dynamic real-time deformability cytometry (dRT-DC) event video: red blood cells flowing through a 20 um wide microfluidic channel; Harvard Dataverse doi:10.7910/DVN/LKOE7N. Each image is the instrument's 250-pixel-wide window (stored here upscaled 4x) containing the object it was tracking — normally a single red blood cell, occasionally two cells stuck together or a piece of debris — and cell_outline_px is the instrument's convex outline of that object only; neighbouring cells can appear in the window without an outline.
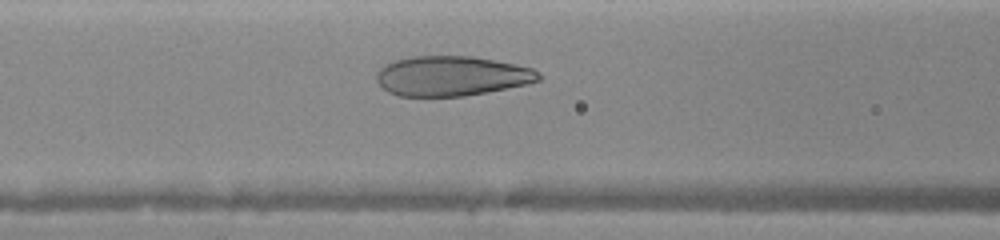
{"species": "human", "species_latin": "Homo sapiens", "temperature_condition": "warm", "stored_images_in_passage": 26, "camera_frame_rate_fps": 3000, "um_per_image_px": 0.085, "donor": {"sex": "female"}, "frame": {"image": 1, "passage_image": 11, "time_ms": 4.0, "image_size_px": [1000, 240], "cell_outline_px": [[544, 76], [540, 80], [528, 84], [464, 96], [400, 96], [388, 92], [376, 80], [376, 76], [380, 68], [396, 60], [412, 56], [468, 56], [516, 64], [532, 68]], "centroid_in_image_um": [38.42, 6.46], "position_along_channel_um": 128.2, "area_um2": 37.45}}
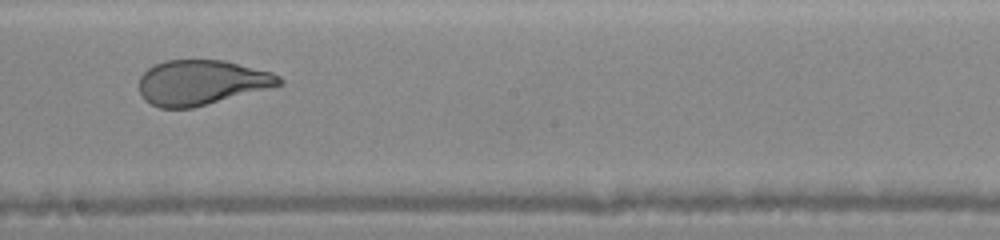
{"frame": {"image": 2, "passage_image": 17, "time_ms": 6.333, "image_size_px": [1000, 240], "cell_outline_px": [[284, 84], [192, 108], [160, 108], [144, 100], [140, 92], [140, 76], [148, 68], [156, 64], [168, 60], [224, 60], [272, 72], [280, 76], [284, 80]], "centroid_in_image_um": [17.14, 7.01], "position_along_channel_um": 231.1, "area_um2": 36.53}}
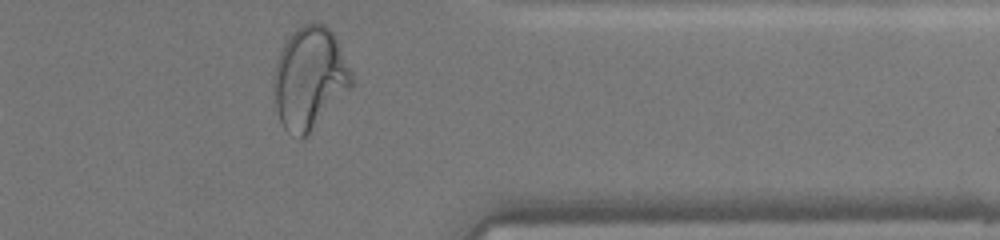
{"frame": {"image": 3, "passage_image": 25, "time_ms": 10.0, "image_size_px": [1000, 240], "cell_outline_px": [[352, 84], [308, 136], [300, 140], [296, 140], [284, 128], [280, 120], [276, 108], [272, 88], [272, 76], [276, 60], [288, 36], [296, 28], [304, 24], [324, 24], [336, 36], [352, 72]], "centroid_in_image_um": [26.27, 6.66], "position_along_channel_um": 385.1, "area_um2": 46.53}}